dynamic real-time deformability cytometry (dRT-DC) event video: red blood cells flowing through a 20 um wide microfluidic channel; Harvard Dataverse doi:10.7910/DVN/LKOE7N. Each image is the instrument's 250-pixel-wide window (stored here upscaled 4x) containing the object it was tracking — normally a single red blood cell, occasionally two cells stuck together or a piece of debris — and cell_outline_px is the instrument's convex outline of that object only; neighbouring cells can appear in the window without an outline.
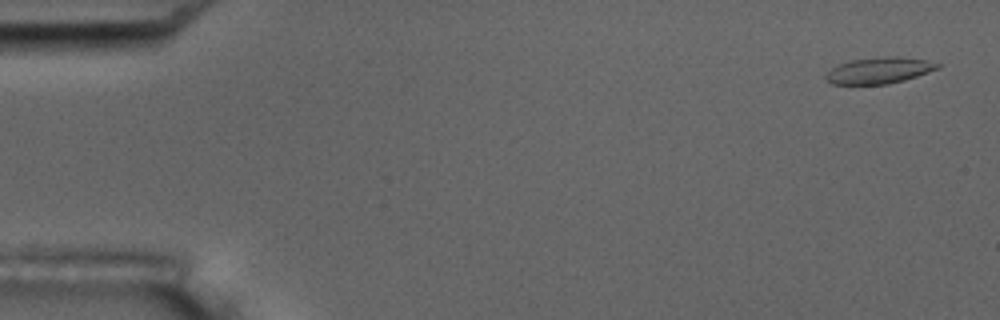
{"species": "common noctule bat (a hibernating species)", "species_latin": "Nyctalus noctula", "temperature_condition": "room temperature", "stored_images_in_passage": 6, "camera_frame_rate_fps": 3000, "um_per_image_px": 0.085, "animal": {"sex": "male", "body_mass_g": 17.5, "forearm_length_mm": 52.3}, "frame": {"image": 1, "passage_image": 1, "time_ms": 0.0, "image_size_px": [1000, 320], "cell_outline_px": [[940, 68], [904, 80], [888, 84], [832, 84], [824, 76], [832, 68], [840, 64], [852, 60], [884, 56], [900, 56], [924, 60], [940, 64]], "centroid_in_image_um": [74.74, 5.98], "position_along_channel_um": 10.3, "area_um2": 16.88}}
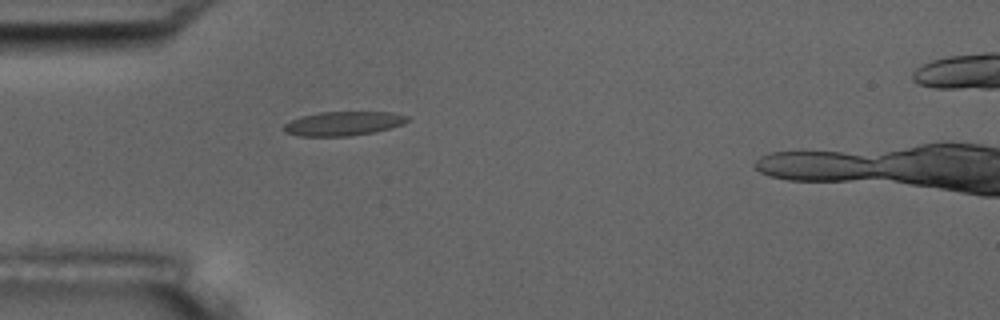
{"frame": {"image": 2, "passage_image": 5, "time_ms": 4.667, "image_size_px": [1000, 320], "cell_outline_px": [[408, 120], [404, 124], [372, 132], [348, 136], [300, 136], [284, 132], [280, 128], [284, 124], [292, 120], [304, 116], [320, 112], [392, 112], [408, 116]], "centroid_in_image_um": [29.15, 10.5], "position_along_channel_um": 55.9, "area_um2": 17.22}}